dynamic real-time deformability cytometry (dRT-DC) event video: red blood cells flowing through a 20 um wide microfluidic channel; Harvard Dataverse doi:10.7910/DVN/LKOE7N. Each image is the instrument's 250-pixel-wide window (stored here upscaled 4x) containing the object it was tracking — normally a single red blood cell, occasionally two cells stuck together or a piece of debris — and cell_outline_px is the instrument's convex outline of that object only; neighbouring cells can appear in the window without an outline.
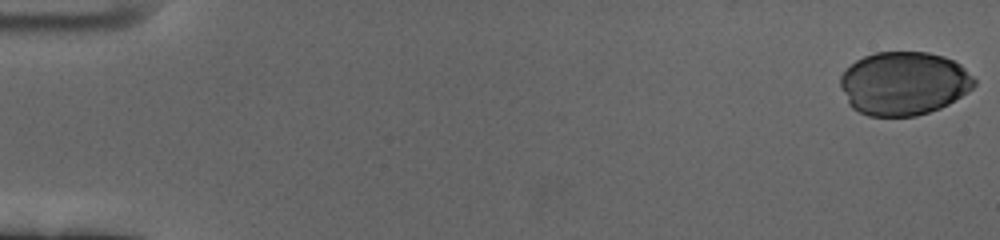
{"species": "human", "species_latin": "Homo sapiens", "temperature_condition": "cold", "stored_images_in_passage": 51, "camera_frame_rate_fps": 3000, "um_per_image_px": 0.085, "donor": {"sex": "female"}, "frame": {"image": 1, "passage_image": 1, "time_ms": 0.0, "image_size_px": [1000, 240], "cell_outline_px": [[976, 84], [968, 92], [948, 104], [940, 108], [916, 116], [868, 116], [852, 108], [848, 104], [840, 84], [840, 76], [856, 60], [864, 56], [876, 52], [928, 52], [944, 56], [960, 64], [976, 80]], "centroid_in_image_um": [76.83, 7.09], "position_along_channel_um": 8.2, "area_um2": 49.53}}
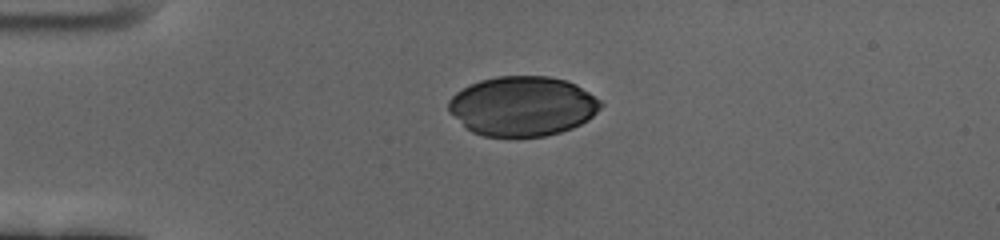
{"frame": {"image": 2, "passage_image": 15, "time_ms": 4.667, "image_size_px": [1000, 240], "cell_outline_px": [[604, 104], [588, 120], [572, 128], [560, 132], [544, 136], [484, 136], [472, 132], [448, 112], [448, 100], [456, 92], [480, 80], [496, 76], [548, 76], [568, 80], [576, 84], [600, 100]], "centroid_in_image_um": [44.41, 9.01], "position_along_channel_um": 40.6, "area_um2": 52.83}}